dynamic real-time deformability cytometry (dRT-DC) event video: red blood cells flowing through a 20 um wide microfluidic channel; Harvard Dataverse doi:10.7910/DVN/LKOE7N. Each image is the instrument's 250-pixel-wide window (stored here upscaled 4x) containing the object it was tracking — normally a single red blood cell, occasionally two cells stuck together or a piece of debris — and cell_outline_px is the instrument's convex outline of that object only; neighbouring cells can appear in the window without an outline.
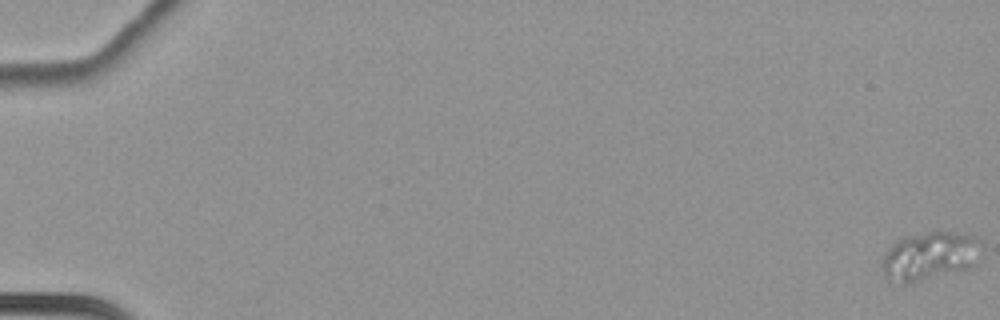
{"species": "common noctule bat (a hibernating species)", "species_latin": "Nyctalus noctula", "temperature_condition": "cold", "stored_images_in_passage": 68, "camera_frame_rate_fps": 3000, "um_per_image_px": 0.085, "animal": {"sex": "female", "body_mass_g": 22.7, "forearm_length_mm": 54.2}, "frame": {"image": 1, "passage_image": 1, "time_ms": 0.0, "image_size_px": [1000, 320], "cell_outline_px": [[976, 264], [968, 268], [908, 284], [904, 284], [888, 280], [880, 264], [888, 248], [896, 240], [904, 236], [928, 232], [952, 232], [976, 236]], "centroid_in_image_um": [78.92, 21.77], "position_along_channel_um": 6.1, "area_um2": 27.51}}
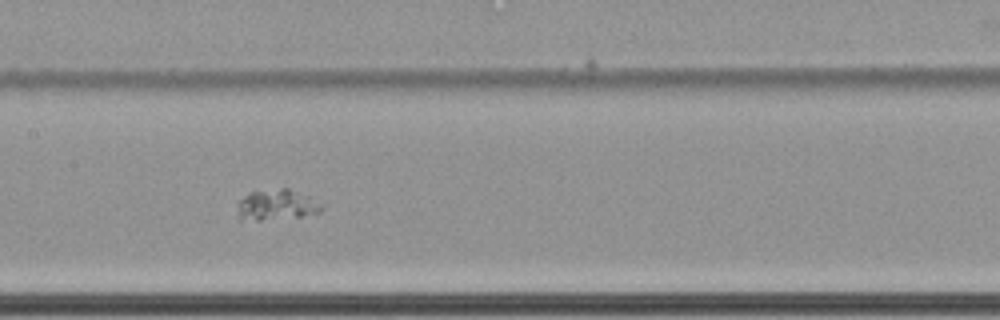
{"frame": {"image": 2, "passage_image": 39, "time_ms": 12.667, "image_size_px": [1000, 320], "cell_outline_px": [[324, 208], [320, 212], [300, 216], [260, 220], [240, 220], [236, 204], [244, 196], [252, 192], [280, 188], [288, 188], [308, 196]], "centroid_in_image_um": [23.46, 17.42], "position_along_channel_um": 183.9, "area_um2": 14.74}}
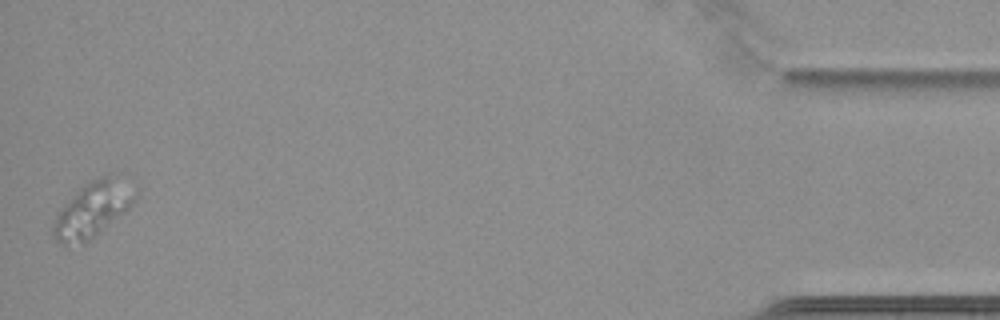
{"frame": {"image": 3, "passage_image": 68, "time_ms": 22.333, "image_size_px": [1000, 320], "cell_outline_px": [[140, 192], [136, 200], [124, 212], [84, 244], [60, 244], [52, 236], [52, 228], [56, 216], [72, 196], [84, 184], [92, 180], [104, 176], [108, 176], [140, 188]], "centroid_in_image_um": [7.9, 17.82], "position_along_channel_um": 427.3, "area_um2": 25.78}}